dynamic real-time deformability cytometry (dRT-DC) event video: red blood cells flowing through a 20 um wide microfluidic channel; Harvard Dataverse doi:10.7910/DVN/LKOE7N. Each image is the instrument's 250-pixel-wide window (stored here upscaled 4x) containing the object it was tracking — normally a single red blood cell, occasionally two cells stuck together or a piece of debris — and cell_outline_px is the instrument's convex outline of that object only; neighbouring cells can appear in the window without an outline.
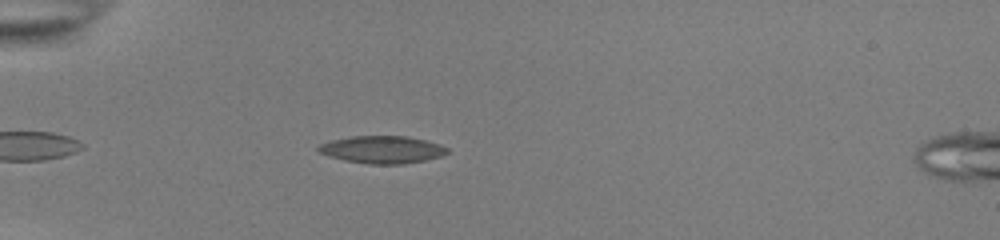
{"species": "common noctule bat (a hibernating species)", "species_latin": "Nyctalus noctula", "temperature_condition": "room temperature", "stored_images_in_passage": 42, "camera_frame_rate_fps": 3000, "um_per_image_px": 0.085, "animal": {"sex": "female", "body_mass_g": 22.0, "forearm_length_mm": 56.7}, "frame": {"image": 1, "passage_image": 5, "time_ms": 1.333, "image_size_px": [1000, 240], "cell_outline_px": [[448, 152], [440, 156], [424, 160], [404, 164], [368, 164], [344, 160], [328, 156], [320, 152], [316, 148], [320, 144], [332, 140], [352, 136], [404, 136], [424, 140], [440, 144], [448, 148]], "centroid_in_image_um": [32.47, 12.72], "position_along_channel_um": 52.5, "area_um2": 20.46}}
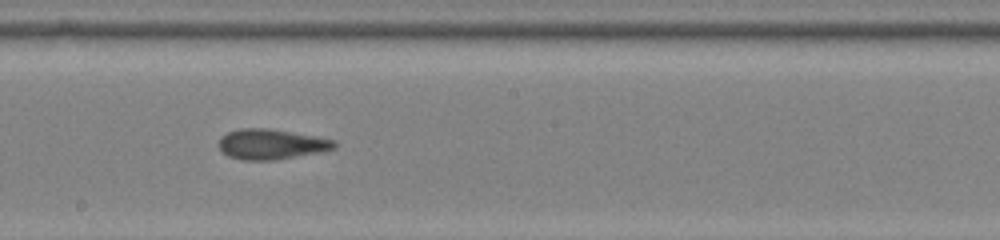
{"frame": {"image": 2, "passage_image": 20, "time_ms": 6.333, "image_size_px": [1000, 240], "cell_outline_px": [[336, 148], [320, 152], [276, 160], [240, 160], [228, 156], [216, 144], [220, 136], [228, 132], [240, 128], [268, 128], [316, 136], [336, 140]], "centroid_in_image_um": [23.03, 12.25], "position_along_channel_um": 225.2, "area_um2": 20.58}}
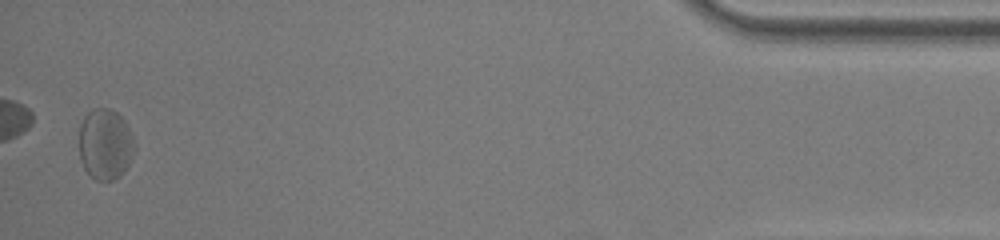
{"frame": {"image": 3, "passage_image": 41, "time_ms": 13.333, "image_size_px": [1000, 240], "cell_outline_px": [[136, 148], [132, 160], [120, 176], [116, 180], [96, 180], [84, 168], [80, 160], [80, 124], [84, 116], [92, 108], [108, 108], [116, 112], [128, 124], [136, 140]], "centroid_in_image_um": [8.99, 12.25], "position_along_channel_um": 426.2, "area_um2": 23.35}, "authors_computed_cell_mechanics": {"area_um2": 20.519, "velocity_mm_per_s": 3.8584, "shape_relaxation_time_tau1_ms": 9.4423, "shape_relaxation_time_tau2_ms": 2.4369, "deformation_change_tau1": 0.1534, "deformation_change_tau2": 0.1138}}